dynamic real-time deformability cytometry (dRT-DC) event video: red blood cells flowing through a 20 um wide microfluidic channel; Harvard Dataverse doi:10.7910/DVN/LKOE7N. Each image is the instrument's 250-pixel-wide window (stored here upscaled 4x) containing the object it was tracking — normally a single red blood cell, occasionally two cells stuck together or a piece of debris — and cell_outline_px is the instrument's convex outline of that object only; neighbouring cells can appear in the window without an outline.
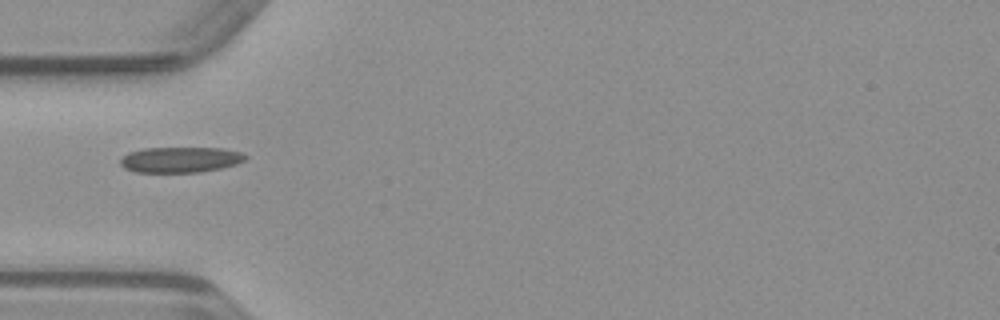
{"species": "common noctule bat (a hibernating species)", "species_latin": "Nyctalus noctula", "temperature_condition": "warm", "stored_images_in_passage": 35, "camera_frame_rate_fps": 3000, "um_per_image_px": 0.085, "animal": {"sex": "male", "body_mass_g": 23.1, "forearm_length_mm": 52.7}, "frame": {"image": 1, "passage_image": 1, "time_ms": 0.0, "image_size_px": [1000, 320], "cell_outline_px": [[248, 156], [244, 160], [236, 164], [220, 168], [200, 172], [136, 172], [124, 168], [120, 164], [120, 160], [128, 152], [144, 148], [220, 148], [240, 152]], "centroid_in_image_um": [15.31, 13.57], "position_along_channel_um": 69.7, "area_um2": 18.55}}
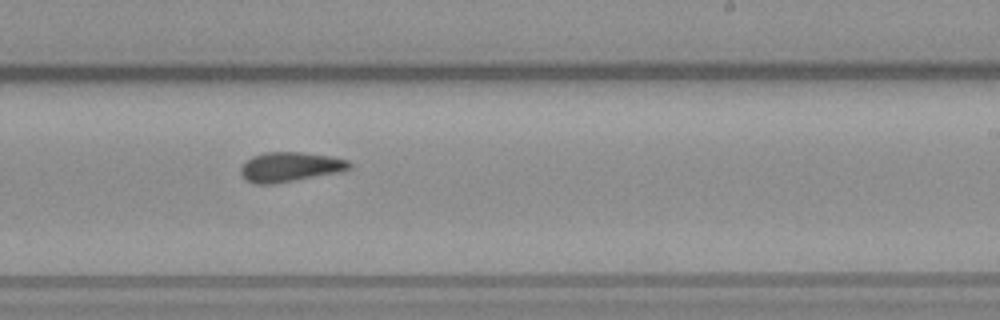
{"frame": {"image": 2, "passage_image": 15, "time_ms": 4.667, "image_size_px": [1000, 320], "cell_outline_px": [[352, 168], [344, 172], [276, 184], [256, 184], [244, 180], [240, 172], [240, 168], [252, 156], [264, 152], [300, 152], [332, 156], [348, 160], [352, 164]], "centroid_in_image_um": [24.7, 14.2], "position_along_channel_um": 264.3, "area_um2": 19.25}}
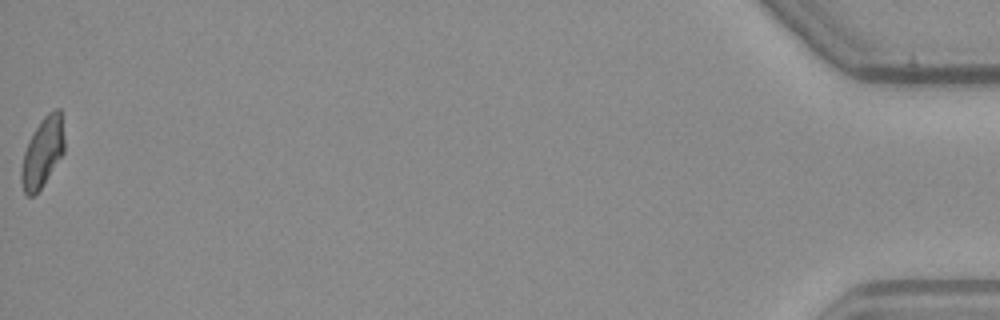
{"frame": {"image": 3, "passage_image": 35, "time_ms": 11.333, "image_size_px": [1000, 320], "cell_outline_px": [[64, 152], [36, 196], [28, 196], [24, 192], [20, 180], [20, 172], [24, 152], [40, 120], [48, 112], [56, 108], [60, 108], [64, 140]], "centroid_in_image_um": [3.61, 12.98], "position_along_channel_um": 431.6, "area_um2": 17.34}}